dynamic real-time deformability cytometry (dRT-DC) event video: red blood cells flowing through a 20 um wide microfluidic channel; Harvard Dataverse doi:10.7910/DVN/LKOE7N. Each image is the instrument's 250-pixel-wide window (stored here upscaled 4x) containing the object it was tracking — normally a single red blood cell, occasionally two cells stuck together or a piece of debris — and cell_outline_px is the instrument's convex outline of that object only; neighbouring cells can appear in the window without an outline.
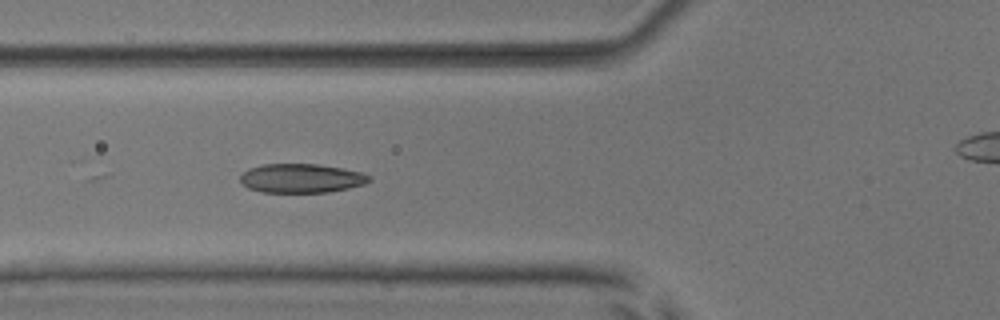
{"species": "common noctule bat (a hibernating species)", "species_latin": "Nyctalus noctula", "temperature_condition": "room temperature", "stored_images_in_passage": 8, "camera_frame_rate_fps": 3000, "um_per_image_px": 0.085, "animal": {"sex": "male", "body_mass_g": 17.9, "forearm_length_mm": 54.2}, "frame": {"image": 1, "passage_image": 7, "time_ms": 7.667, "image_size_px": [1000, 320], "cell_outline_px": [[372, 180], [364, 184], [348, 188], [328, 192], [260, 192], [248, 188], [240, 180], [240, 176], [248, 168], [264, 164], [316, 164], [364, 172], [372, 176]], "centroid_in_image_um": [25.64, 15.15], "position_along_channel_um": 100.2, "area_um2": 21.85}}